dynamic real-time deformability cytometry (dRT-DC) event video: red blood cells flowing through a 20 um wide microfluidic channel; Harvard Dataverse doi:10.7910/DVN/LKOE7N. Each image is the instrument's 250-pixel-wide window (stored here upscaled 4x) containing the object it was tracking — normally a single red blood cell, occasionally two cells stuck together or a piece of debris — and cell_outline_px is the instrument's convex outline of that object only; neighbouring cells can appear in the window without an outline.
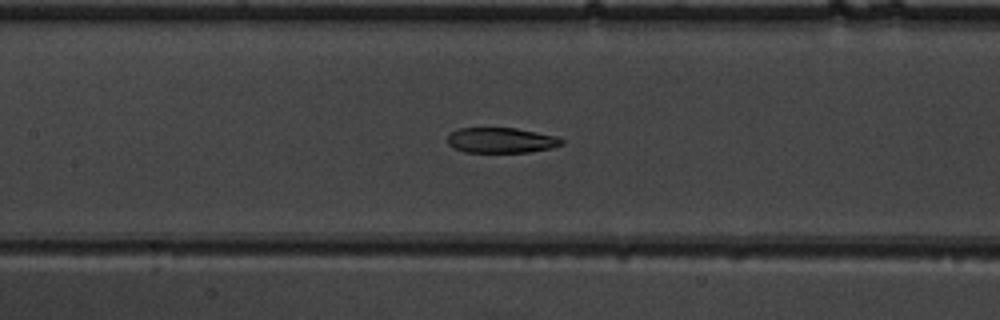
{"species": "common noctule bat (a hibernating species)", "species_latin": "Nyctalus noctula", "temperature_condition": "warm", "stored_images_in_passage": 53, "camera_frame_rate_fps": 3000, "um_per_image_px": 0.085, "animal": {"sex": "male", "body_mass_g": 19.5, "forearm_length_mm": 54.6}, "frame": {"image": 1, "passage_image": 25, "time_ms": 8.0, "image_size_px": [1000, 320], "cell_outline_px": [[564, 144], [552, 148], [528, 152], [464, 152], [448, 144], [448, 136], [452, 132], [460, 128], [516, 128], [556, 136], [564, 140]], "centroid_in_image_um": [42.63, 11.93], "position_along_channel_um": 164.8, "area_um2": 16.76}}
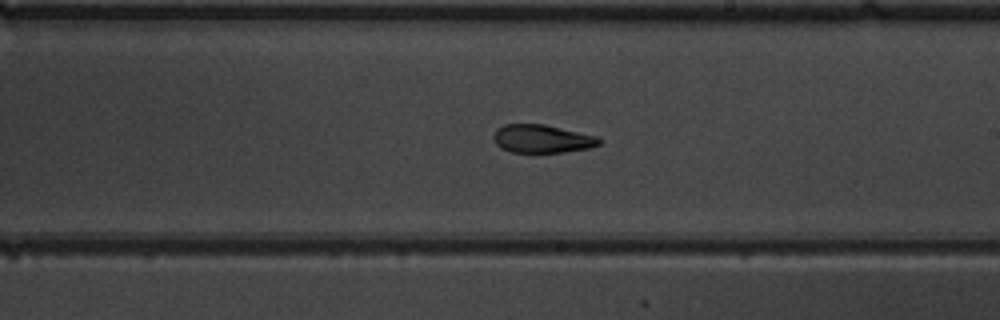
{"frame": {"image": 2, "passage_image": 31, "time_ms": 10.0, "image_size_px": [1000, 320], "cell_outline_px": [[600, 144], [592, 148], [564, 152], [512, 152], [500, 148], [496, 144], [492, 136], [496, 128], [504, 124], [544, 124], [596, 136], [600, 140]], "centroid_in_image_um": [46.04, 11.8], "position_along_channel_um": 243.0, "area_um2": 17.4}}
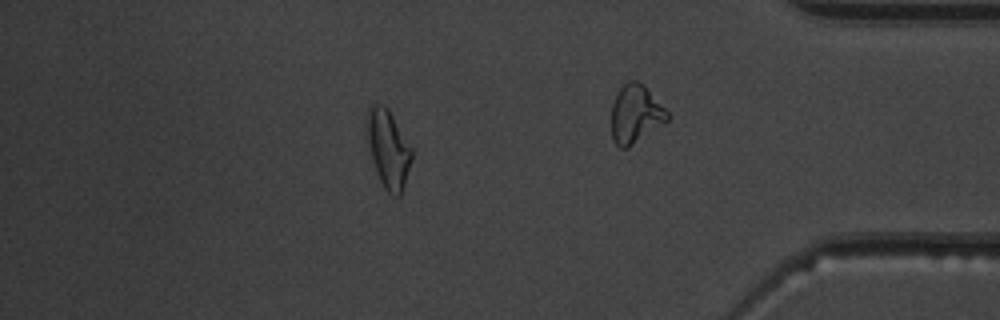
{"frame": {"image": 3, "passage_image": 46, "time_ms": 15.0, "image_size_px": [1000, 320], "cell_outline_px": [[412, 160], [400, 196], [396, 196], [388, 192], [384, 188], [380, 180], [372, 160], [364, 136], [364, 124], [368, 108], [372, 104], [380, 104], [388, 108], [412, 148]], "centroid_in_image_um": [32.95, 12.6], "position_along_channel_um": 402.3, "area_um2": 20.75}, "authors_computed_cell_mechanics": {"area_um2": 19.0162, "velocity_mm_per_s": 3.9182, "shape_relaxation_time_tau1_ms": null, "shape_relaxation_time_tau2_ms": 2.5887, "deformation_change_tau1": null, "deformation_change_tau2": 0.0971}}